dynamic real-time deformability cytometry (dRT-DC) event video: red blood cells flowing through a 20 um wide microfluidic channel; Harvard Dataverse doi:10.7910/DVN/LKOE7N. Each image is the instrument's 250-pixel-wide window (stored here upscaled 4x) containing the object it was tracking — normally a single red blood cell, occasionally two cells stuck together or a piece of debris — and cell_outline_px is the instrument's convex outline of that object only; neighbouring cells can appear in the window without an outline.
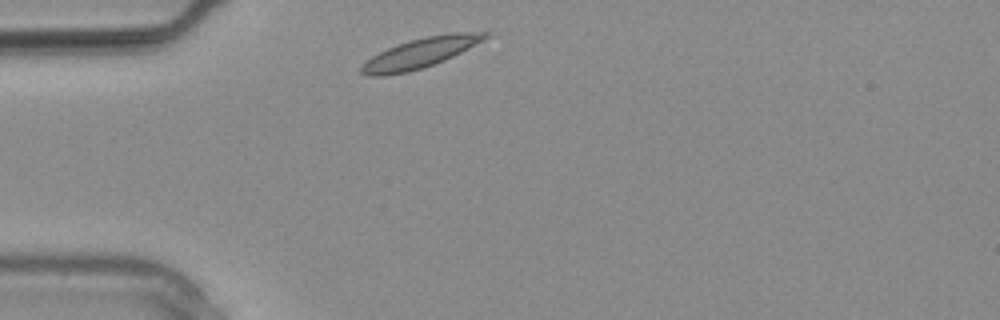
{"species": "common noctule bat (a hibernating species)", "species_latin": "Nyctalus noctula", "temperature_condition": "warm", "stored_images_in_passage": 4, "camera_frame_rate_fps": 3000, "um_per_image_px": 0.085, "animal": {"sex": "male", "body_mass_g": 20.4}, "frame": {"image": 1, "passage_image": 1, "time_ms": 0.0, "image_size_px": [1000, 320], "cell_outline_px": [[488, 36], [484, 40], [444, 60], [408, 72], [384, 76], [368, 76], [360, 72], [360, 68], [372, 56], [388, 48], [412, 40], [428, 36], [452, 32], [488, 32]], "centroid_in_image_um": [35.71, 4.51], "position_along_channel_um": 49.3, "area_um2": 20.98}}